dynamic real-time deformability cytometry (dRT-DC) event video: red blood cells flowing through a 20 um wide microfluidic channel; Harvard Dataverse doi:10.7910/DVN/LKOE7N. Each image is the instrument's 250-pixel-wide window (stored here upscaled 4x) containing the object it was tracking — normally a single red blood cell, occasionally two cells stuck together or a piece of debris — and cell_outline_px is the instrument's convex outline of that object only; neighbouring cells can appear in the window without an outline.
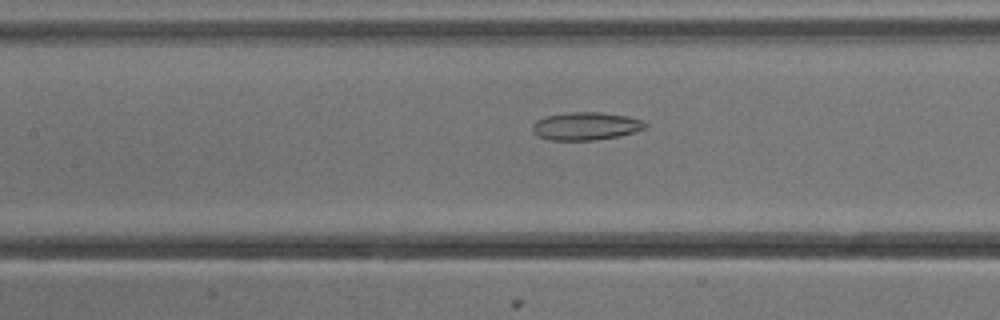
{"species": "common noctule bat (a hibernating species)", "species_latin": "Nyctalus noctula", "temperature_condition": "cold", "stored_images_in_passage": 40, "camera_frame_rate_fps": 3000, "um_per_image_px": 0.085, "animal": {"sex": "male", "body_mass_g": 13.3}, "frame": {"image": 1, "passage_image": 11, "time_ms": 3.333, "image_size_px": [1000, 320], "cell_outline_px": [[648, 124], [644, 128], [636, 132], [620, 136], [592, 140], [548, 140], [536, 136], [532, 128], [532, 124], [536, 120], [544, 116], [568, 112], [600, 112], [628, 116], [644, 120]], "centroid_in_image_um": [49.79, 10.71], "position_along_channel_um": 157.6, "area_um2": 18.61}}
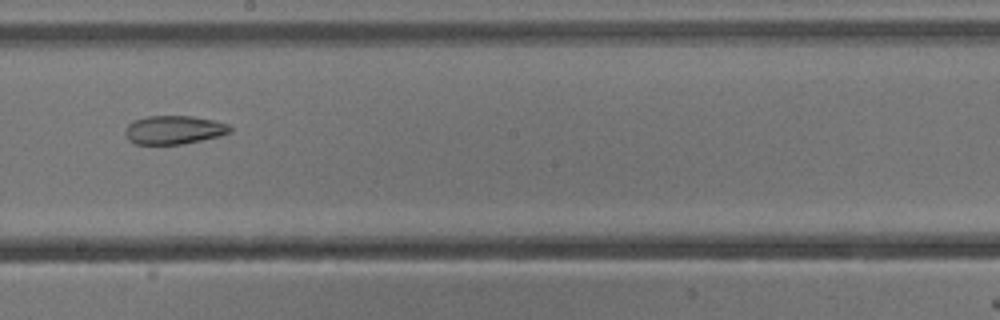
{"frame": {"image": 2, "passage_image": 17, "time_ms": 5.333, "image_size_px": [1000, 320], "cell_outline_px": [[232, 132], [220, 136], [180, 144], [136, 144], [128, 140], [124, 132], [124, 128], [132, 120], [144, 116], [192, 116], [216, 120], [228, 124], [232, 128]], "centroid_in_image_um": [14.77, 11.02], "position_along_channel_um": 233.4, "area_um2": 17.69}}
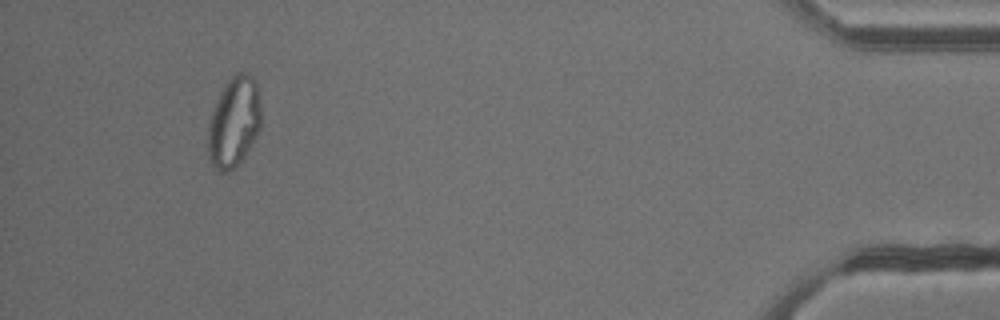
{"frame": {"image": 3, "passage_image": 37, "time_ms": 12.0, "image_size_px": [1000, 320], "cell_outline_px": [[260, 128], [256, 136], [244, 156], [228, 172], [220, 172], [212, 164], [208, 156], [208, 128], [212, 112], [220, 92], [224, 84], [236, 72], [248, 72], [256, 80], [260, 104]], "centroid_in_image_um": [19.89, 10.33], "position_along_channel_um": 415.3, "area_um2": 27.74}, "authors_computed_cell_mechanics": {"area_um2": 20.5768, "velocity_mm_per_s": 3.8055, "shape_relaxation_time_tau1_ms": null, "shape_relaxation_time_tau2_ms": 4.9813, "deformation_change_tau1": null, "deformation_change_tau2": 0.0963}}